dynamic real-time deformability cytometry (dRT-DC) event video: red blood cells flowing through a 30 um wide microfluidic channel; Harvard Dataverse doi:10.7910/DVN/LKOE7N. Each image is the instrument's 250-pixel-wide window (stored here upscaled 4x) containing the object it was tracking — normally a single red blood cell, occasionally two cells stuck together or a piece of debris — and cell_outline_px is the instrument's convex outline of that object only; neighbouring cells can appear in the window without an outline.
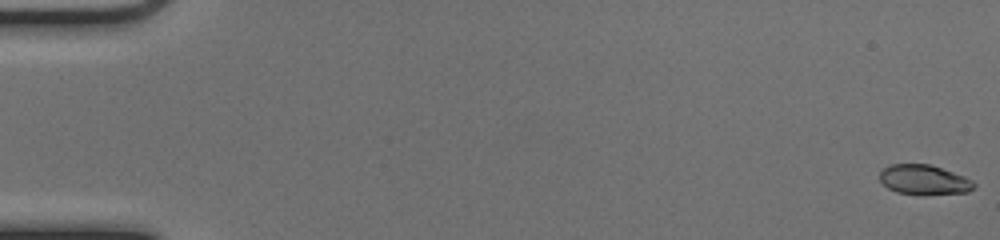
{"species": "common noctule bat (a hibernating species)", "species_latin": "Nyctalus noctula", "temperature_condition": "cold", "stored_images_in_passage": 53, "camera_frame_rate_fps": 3000, "um_per_image_px": 0.085, "animal": {"sex": "female", "body_mass_g": 17.0, "forearm_length_mm": 48.0}, "frame": {"image": 1, "passage_image": 1, "time_ms": 0.0, "image_size_px": [1000, 240], "cell_outline_px": [[976, 188], [968, 192], [924, 196], [896, 192], [888, 188], [880, 180], [880, 172], [888, 164], [928, 164], [964, 176], [972, 180], [976, 184]], "centroid_in_image_um": [78.56, 15.31], "position_along_channel_um": 6.4, "area_um2": 16.65}}
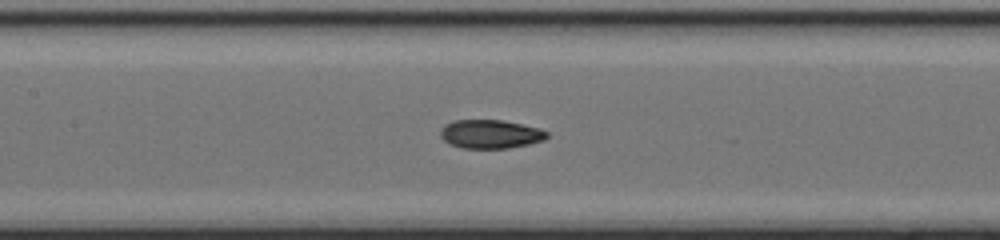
{"frame": {"image": 2, "passage_image": 26, "time_ms": 8.333, "image_size_px": [1000, 240], "cell_outline_px": [[548, 136], [544, 140], [528, 144], [508, 148], [460, 148], [448, 144], [440, 136], [440, 128], [444, 124], [452, 120], [504, 120], [540, 128], [548, 132]], "centroid_in_image_um": [41.65, 11.39], "position_along_channel_um": 165.7, "area_um2": 18.03}}
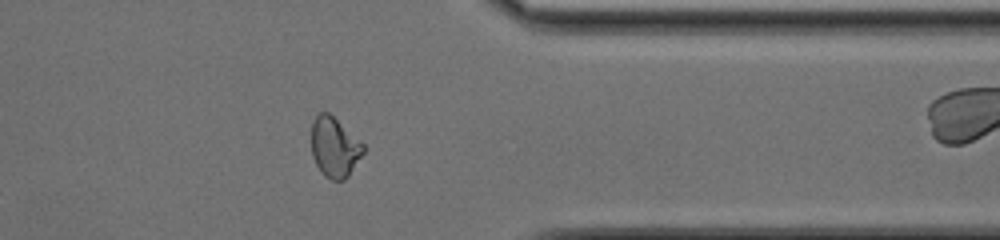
{"frame": {"image": 3, "passage_image": 43, "time_ms": 14.0, "image_size_px": [1000, 240], "cell_outline_px": [[364, 152], [348, 176], [344, 180], [332, 180], [324, 176], [320, 172], [312, 156], [312, 120], [320, 112], [328, 112], [360, 140], [364, 144]], "centroid_in_image_um": [28.43, 12.52], "position_along_channel_um": 383.0, "area_um2": 18.09}, "authors_computed_cell_mechanics": {"area_um2": 17.7446, "velocity_mm_per_s": 3.9926, "shape_relaxation_time_tau1_ms": null, "shape_relaxation_time_tau2_ms": 1.4952, "deformation_change_tau1": null, "deformation_change_tau2": 0.0603}}